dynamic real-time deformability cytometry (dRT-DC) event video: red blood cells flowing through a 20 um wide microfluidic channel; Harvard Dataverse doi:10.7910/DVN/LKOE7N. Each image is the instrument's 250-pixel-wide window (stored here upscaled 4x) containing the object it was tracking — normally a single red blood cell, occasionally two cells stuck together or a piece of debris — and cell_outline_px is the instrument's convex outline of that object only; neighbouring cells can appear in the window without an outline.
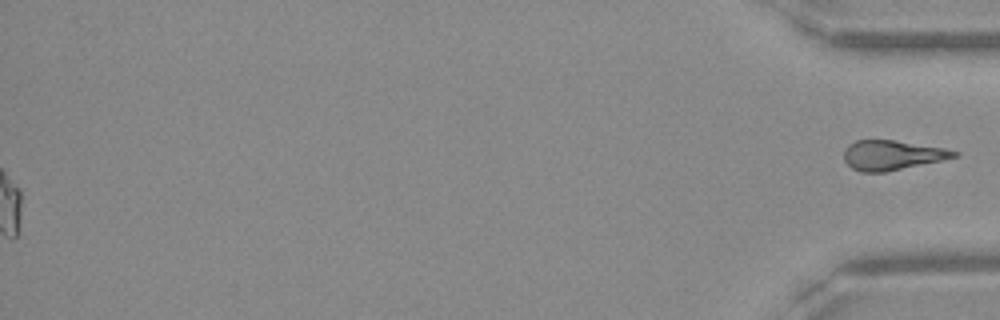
{"species": "Egyptian fruit bat (a non-hibernating species)", "species_latin": "Rousettus aegyptiacus", "temperature_condition": "warm", "stored_images_in_passage": 51, "segment_of_instrument_passage": [2, 2], "camera_frame_rate_fps": 3000, "um_per_image_px": 0.085, "frame": {"image": 1, "passage_image": 51, "time_ms": 16.667, "image_size_px": [1000, 320], "cell_outline_px": [[960, 156], [884, 172], [860, 172], [852, 168], [844, 160], [844, 148], [848, 144], [856, 140], [892, 140], [944, 148], [960, 152]], "centroid_in_image_um": [75.8, 13.18], "position_along_channel_um": 359.4, "area_um2": 18.9}}